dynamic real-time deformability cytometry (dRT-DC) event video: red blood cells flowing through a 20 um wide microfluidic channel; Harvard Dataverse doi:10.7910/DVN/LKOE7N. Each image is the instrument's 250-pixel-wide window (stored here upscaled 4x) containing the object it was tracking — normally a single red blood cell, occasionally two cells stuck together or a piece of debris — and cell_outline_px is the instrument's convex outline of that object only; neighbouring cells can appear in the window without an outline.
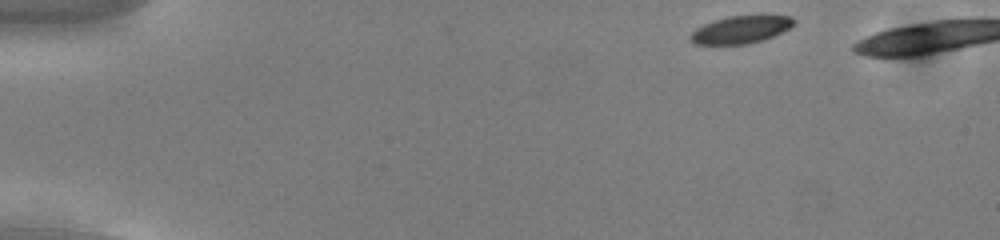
{"species": "common noctule bat (a hibernating species)", "species_latin": "Nyctalus noctula", "temperature_condition": "cold", "stored_images_in_passage": 43, "camera_frame_rate_fps": 3000, "um_per_image_px": 0.085, "animal": {"sex": "male", "body_mass_g": 13.0, "forearm_length_mm": 53.1}, "frame": {"image": 1, "passage_image": 1, "time_ms": 0.0, "image_size_px": [1000, 240], "cell_outline_px": [[796, 20], [788, 28], [764, 40], [748, 44], [696, 44], [688, 36], [696, 28], [704, 24], [728, 16], [792, 16]], "centroid_in_image_um": [62.94, 2.52], "position_along_channel_um": 22.1, "area_um2": 16.24}}
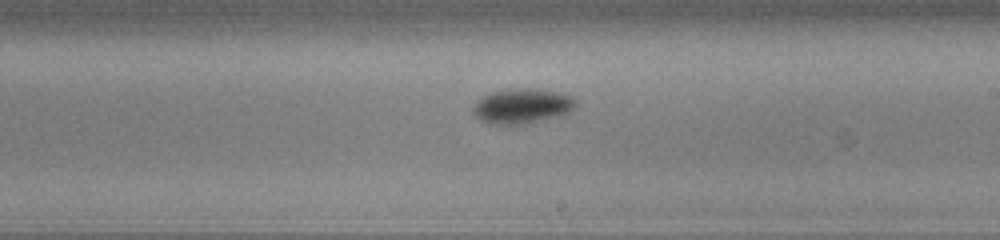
{"frame": {"image": 2, "passage_image": 27, "time_ms": 8.667, "image_size_px": [1000, 240], "cell_outline_px": [[576, 104], [564, 116], [524, 124], [488, 124], [480, 120], [472, 112], [472, 108], [488, 92], [512, 88], [532, 88], [560, 92], [572, 96], [576, 100]], "centroid_in_image_um": [44.4, 9.01], "position_along_channel_um": 244.6, "area_um2": 21.15}}
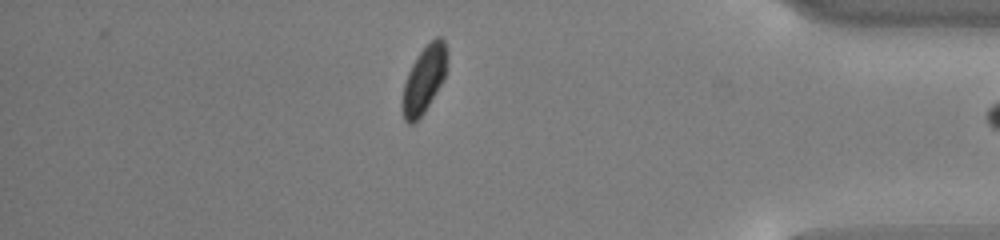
{"frame": {"image": 3, "passage_image": 42, "time_ms": 13.667, "image_size_px": [1000, 240], "cell_outline_px": [[448, 52], [444, 80], [424, 112], [412, 124], [408, 124], [404, 120], [400, 104], [404, 84], [408, 72], [416, 56], [436, 36], [440, 36], [444, 40]], "centroid_in_image_um": [36.04, 6.76], "position_along_channel_um": 399.2, "area_um2": 17.57}}